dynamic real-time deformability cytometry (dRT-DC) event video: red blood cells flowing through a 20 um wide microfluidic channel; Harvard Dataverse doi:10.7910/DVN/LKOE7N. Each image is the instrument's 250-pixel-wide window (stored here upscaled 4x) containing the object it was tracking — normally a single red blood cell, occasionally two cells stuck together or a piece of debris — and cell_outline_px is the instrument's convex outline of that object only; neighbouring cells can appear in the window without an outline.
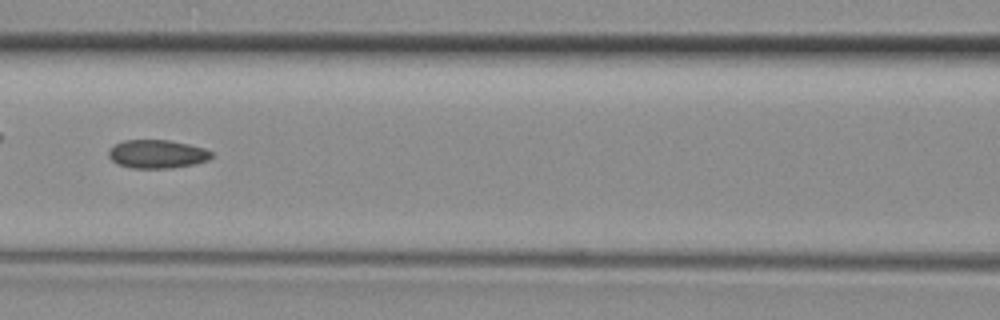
{"species": "common noctule bat (a hibernating species)", "species_latin": "Nyctalus noctula", "temperature_condition": "room temperature", "stored_images_in_passage": 43, "camera_frame_rate_fps": 3000, "um_per_image_px": 0.085, "animal": {"sex": "female", "body_mass_g": 29.2, "forearm_length_mm": 56.3}, "frame": {"image": 1, "passage_image": 19, "time_ms": 6.0, "image_size_px": [1000, 320], "cell_outline_px": [[212, 156], [208, 160], [192, 164], [172, 168], [132, 168], [120, 164], [112, 160], [108, 156], [108, 152], [116, 144], [124, 140], [168, 140], [188, 144], [204, 148], [212, 152]], "centroid_in_image_um": [13.37, 13.09], "position_along_channel_um": 153.2, "area_um2": 16.82}}